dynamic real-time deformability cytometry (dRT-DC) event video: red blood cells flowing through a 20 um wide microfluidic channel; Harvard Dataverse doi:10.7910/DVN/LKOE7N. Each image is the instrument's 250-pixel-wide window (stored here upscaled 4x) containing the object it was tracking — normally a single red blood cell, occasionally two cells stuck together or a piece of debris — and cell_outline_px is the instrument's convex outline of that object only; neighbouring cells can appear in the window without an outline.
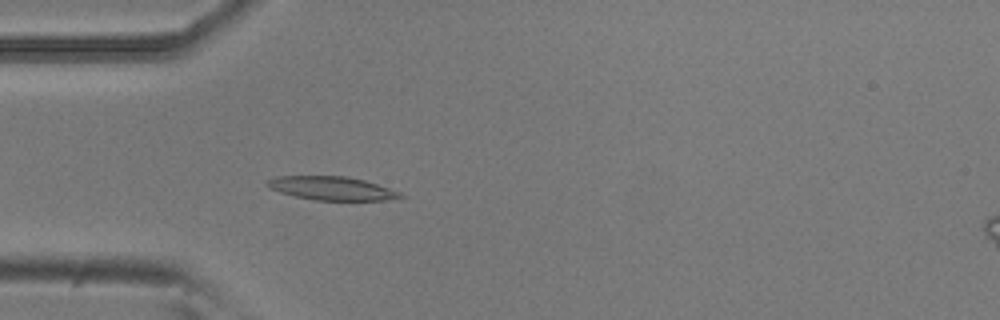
{"species": "common noctule bat (a hibernating species)", "species_latin": "Nyctalus noctula", "temperature_condition": "room temperature", "stored_images_in_passage": 52, "camera_frame_rate_fps": 3000, "um_per_image_px": 0.085, "animal": {"sex": "male", "body_mass_g": 20.5, "forearm_length_mm": 52.5}, "frame": {"image": 1, "passage_image": 14, "time_ms": 4.333, "image_size_px": [1000, 320], "cell_outline_px": [[404, 196], [384, 200], [316, 200], [296, 196], [280, 192], [268, 188], [264, 184], [264, 180], [276, 176], [348, 176], [364, 180], [400, 192]], "centroid_in_image_um": [28.11, 15.99], "position_along_channel_um": 56.9, "area_um2": 18.21}}
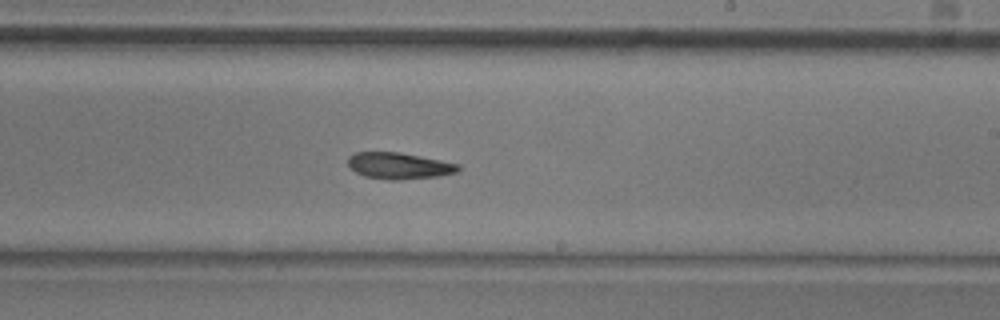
{"frame": {"image": 2, "passage_image": 30, "time_ms": 9.667, "image_size_px": [1000, 320], "cell_outline_px": [[460, 172], [440, 176], [400, 180], [388, 180], [364, 176], [348, 168], [348, 156], [352, 152], [400, 152], [460, 164]], "centroid_in_image_um": [33.91, 14.09], "position_along_channel_um": 255.1, "area_um2": 17.28}}
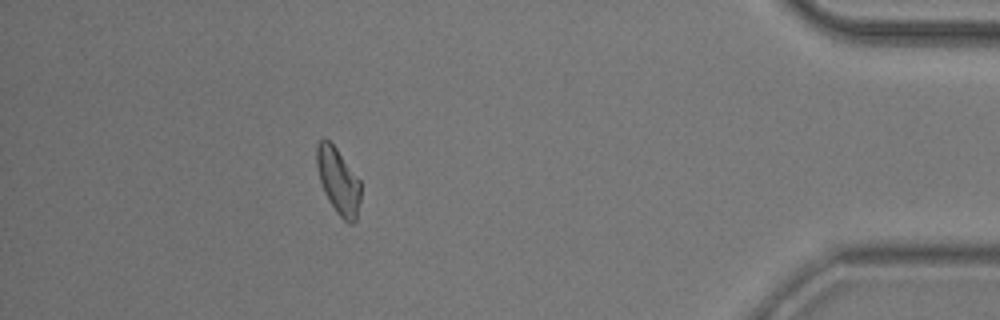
{"frame": {"image": 3, "passage_image": 46, "time_ms": 15.0, "image_size_px": [1000, 320], "cell_outline_px": [[360, 200], [356, 220], [352, 224], [348, 224], [336, 212], [328, 200], [324, 192], [320, 180], [316, 164], [316, 144], [324, 136], [336, 148], [360, 180]], "centroid_in_image_um": [28.74, 15.38], "position_along_channel_um": 406.5, "area_um2": 16.94}, "authors_computed_cell_mechanics": {"area_um2": 17.4556, "velocity_mm_per_s": 3.7867, "shape_relaxation_time_tau1_ms": 5.6898, "shape_relaxation_time_tau2_ms": 7.4197, "deformation_change_tau1": 0.166, "deformation_change_tau2": 0.1831}}